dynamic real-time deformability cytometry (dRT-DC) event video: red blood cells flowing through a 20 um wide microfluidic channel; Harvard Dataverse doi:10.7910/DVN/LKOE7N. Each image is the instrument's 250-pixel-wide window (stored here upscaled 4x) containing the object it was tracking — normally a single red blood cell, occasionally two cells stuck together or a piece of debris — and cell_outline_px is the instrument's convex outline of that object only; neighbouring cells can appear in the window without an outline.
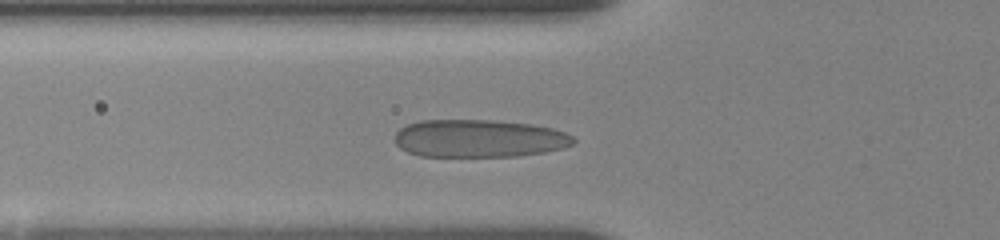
{"species": "human", "species_latin": "Homo sapiens", "temperature_condition": "room temperature", "stored_images_in_passage": 16, "camera_frame_rate_fps": 3000, "um_per_image_px": 0.085, "donor": {"sex": "female"}, "frame": {"image": 1, "passage_image": 7, "time_ms": 3.667, "image_size_px": [1000, 240], "cell_outline_px": [[576, 140], [572, 144], [564, 148], [544, 152], [516, 156], [420, 156], [408, 152], [400, 148], [396, 144], [396, 132], [400, 128], [408, 124], [420, 120], [492, 120], [528, 124], [552, 128], [564, 132], [572, 136]], "centroid_in_image_um": [40.71, 11.77], "position_along_channel_um": 85.1, "area_um2": 39.19}}
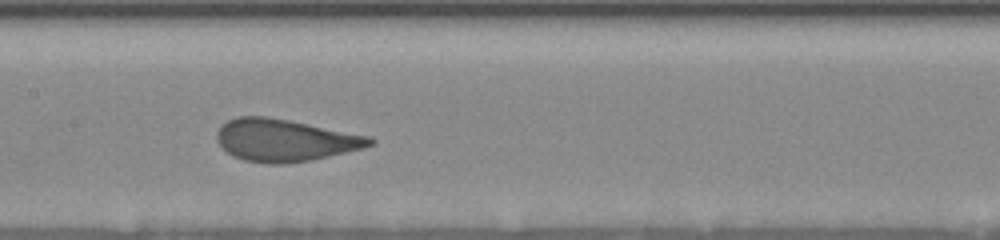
{"frame": {"image": 2, "passage_image": 13, "time_ms": 6.333, "image_size_px": [1000, 240], "cell_outline_px": [[376, 140], [372, 144], [364, 148], [312, 160], [284, 164], [268, 164], [244, 160], [232, 156], [216, 140], [216, 132], [220, 124], [236, 116], [268, 116], [368, 136]], "centroid_in_image_um": [24.17, 11.92], "position_along_channel_um": 183.2, "area_um2": 37.63}}
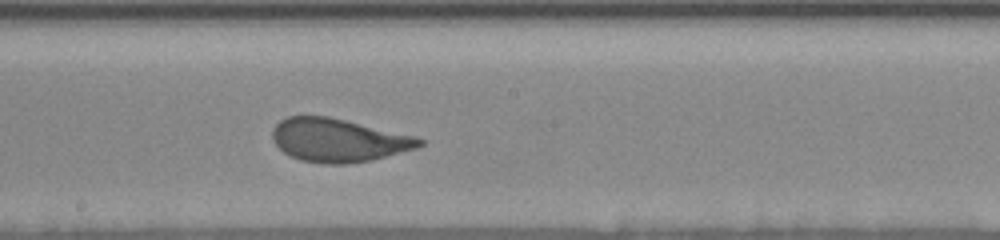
{"frame": {"image": 3, "passage_image": 16, "time_ms": 7.333, "image_size_px": [1000, 240], "cell_outline_px": [[424, 144], [416, 148], [372, 160], [348, 164], [324, 164], [300, 160], [284, 152], [272, 140], [272, 128], [280, 120], [288, 116], [328, 116], [416, 136], [424, 140]], "centroid_in_image_um": [28.76, 11.92], "position_along_channel_um": 219.4, "area_um2": 37.11}}